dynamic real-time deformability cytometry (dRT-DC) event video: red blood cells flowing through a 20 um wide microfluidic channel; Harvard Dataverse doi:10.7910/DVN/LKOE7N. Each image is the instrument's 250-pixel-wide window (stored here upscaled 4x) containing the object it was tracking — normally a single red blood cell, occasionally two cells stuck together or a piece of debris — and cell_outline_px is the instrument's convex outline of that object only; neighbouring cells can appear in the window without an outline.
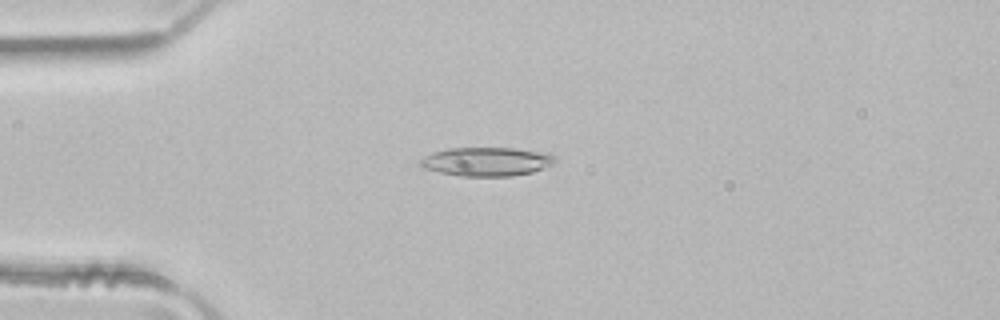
{"species": "common noctule bat (a hibernating species)", "species_latin": "Nyctalus noctula", "temperature_condition": "room temperature", "stored_images_in_passage": 5, "camera_frame_rate_fps": 3000, "um_per_image_px": 0.085, "animal": {"sex": "male", "body_mass_g": 21.5, "forearm_length_mm": 52.0}, "frame": {"image": 1, "passage_image": 3, "time_ms": 0.667, "image_size_px": [1000, 320], "cell_outline_px": [[556, 160], [552, 164], [532, 172], [512, 176], [460, 176], [440, 172], [424, 168], [420, 164], [420, 160], [424, 156], [436, 152], [452, 148], [512, 148], [548, 152], [556, 156]], "centroid_in_image_um": [41.41, 13.73], "position_along_channel_um": 43.6, "area_um2": 22.48}}
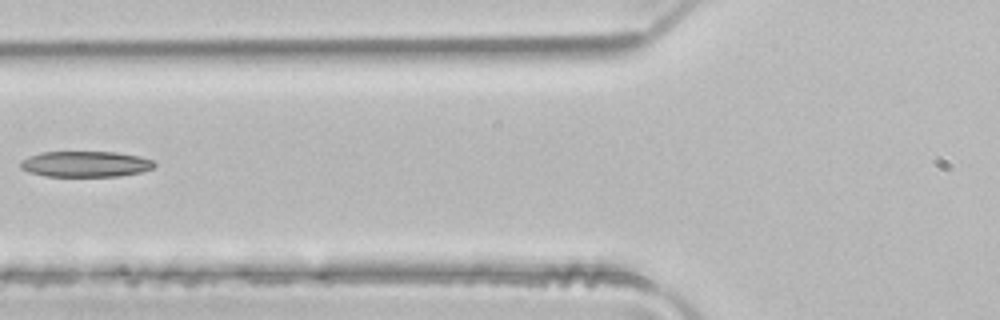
{"frame": {"image": 2, "passage_image": 5, "time_ms": 1.333, "image_size_px": [1000, 320], "cell_outline_px": [[156, 164], [152, 168], [140, 172], [120, 176], [44, 176], [28, 172], [20, 168], [20, 160], [28, 156], [40, 152], [116, 152], [140, 156], [152, 160]], "centroid_in_image_um": [7.23, 13.94], "position_along_channel_um": 118.6, "area_um2": 20.23}}